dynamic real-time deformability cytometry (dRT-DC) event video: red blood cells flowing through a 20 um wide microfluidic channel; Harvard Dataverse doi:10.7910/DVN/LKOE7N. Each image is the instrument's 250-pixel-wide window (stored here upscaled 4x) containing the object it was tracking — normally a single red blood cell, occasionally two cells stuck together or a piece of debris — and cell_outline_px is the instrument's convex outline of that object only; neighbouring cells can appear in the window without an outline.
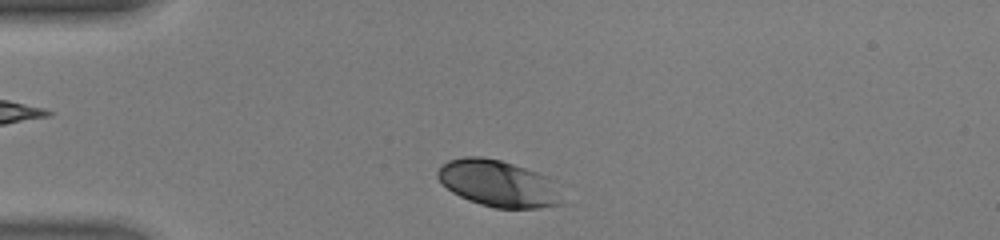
{"species": "human", "species_latin": "Homo sapiens", "temperature_condition": "warm", "stored_images_in_passage": 31, "camera_frame_rate_fps": 3000, "um_per_image_px": 0.085, "donor": {"sex": "male"}, "frame": {"image": 1, "passage_image": 2, "time_ms": 0.333, "image_size_px": [1000, 240], "cell_outline_px": [[564, 204], [540, 208], [496, 208], [480, 204], [468, 200], [452, 192], [436, 176], [436, 172], [448, 160], [464, 156], [480, 156], [500, 160], [548, 176]], "centroid_in_image_um": [42.32, 15.6], "position_along_channel_um": 42.7, "area_um2": 33.35}}
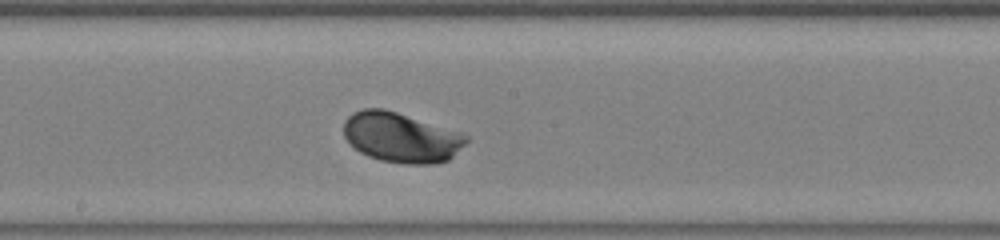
{"frame": {"image": 2, "passage_image": 16, "time_ms": 5.0, "image_size_px": [1000, 240], "cell_outline_px": [[468, 140], [448, 160], [432, 164], [404, 164], [380, 160], [368, 156], [360, 152], [344, 136], [344, 120], [352, 112], [364, 108], [384, 108], [460, 132], [468, 136]], "centroid_in_image_um": [34.07, 11.67], "position_along_channel_um": 214.1, "area_um2": 35.43}}
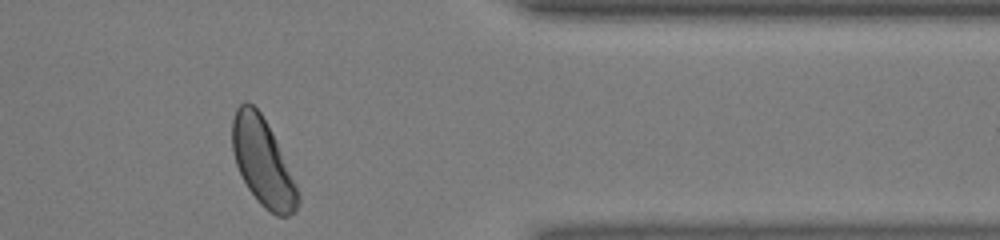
{"frame": {"image": 3, "passage_image": 29, "time_ms": 9.333, "image_size_px": [1000, 240], "cell_outline_px": [[300, 204], [296, 212], [288, 216], [276, 216], [264, 208], [260, 204], [248, 188], [236, 164], [232, 148], [232, 120], [236, 108], [244, 100], [248, 100], [260, 112], [272, 132], [296, 184], [300, 196]], "centroid_in_image_um": [22.34, 13.79], "position_along_channel_um": 389.1, "area_um2": 33.35}, "authors_computed_cell_mechanics": {"area_um2": 33.8708, "velocity_mm_per_s": 4.3954, "shape_relaxation_time_tau1_ms": 1.389, "shape_relaxation_time_tau2_ms": null, "deformation_change_tau1": 0.1242, "deformation_change_tau2": null}}